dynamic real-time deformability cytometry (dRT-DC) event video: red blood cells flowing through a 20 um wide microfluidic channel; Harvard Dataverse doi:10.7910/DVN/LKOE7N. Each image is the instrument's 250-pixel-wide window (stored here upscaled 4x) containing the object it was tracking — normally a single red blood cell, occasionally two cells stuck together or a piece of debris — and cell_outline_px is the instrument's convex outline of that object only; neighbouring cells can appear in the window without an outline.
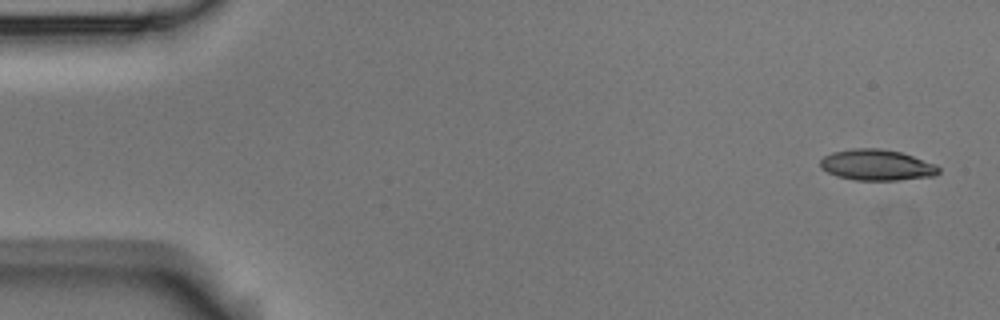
{"species": "Egyptian fruit bat (a non-hibernating species)", "species_latin": "Rousettus aegyptiacus", "temperature_condition": "room temperature", "stored_images_in_passage": 8, "camera_frame_rate_fps": 3000, "um_per_image_px": 0.085, "animal": {"sex": "male"}, "frame": {"image": 1, "passage_image": 1, "time_ms": 0.0, "image_size_px": [1000, 320], "cell_outline_px": [[940, 172], [936, 176], [900, 180], [856, 180], [836, 176], [820, 168], [820, 160], [824, 156], [832, 152], [852, 148], [880, 148], [900, 152], [936, 164], [940, 168]], "centroid_in_image_um": [74.53, 14.03], "position_along_channel_um": 10.5, "area_um2": 21.5}}
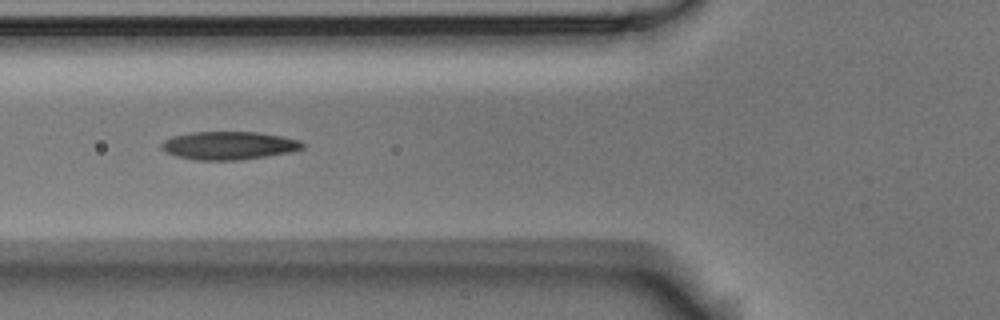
{"frame": {"image": 2, "passage_image": 6, "time_ms": 1.667, "image_size_px": [1000, 320], "cell_outline_px": [[304, 148], [292, 152], [240, 160], [196, 160], [176, 156], [160, 148], [160, 144], [164, 140], [172, 136], [192, 132], [256, 132], [280, 136], [300, 140], [304, 144]], "centroid_in_image_um": [19.45, 12.37], "position_along_channel_um": 106.4, "area_um2": 23.12}}
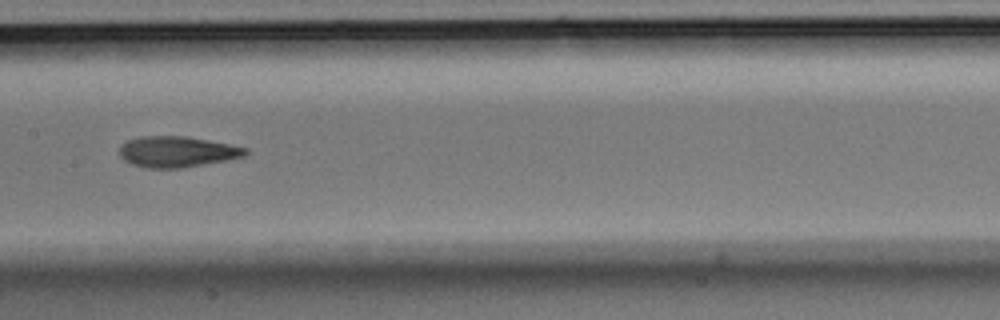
{"frame": {"image": 3, "passage_image": 8, "time_ms": 2.333, "image_size_px": [1000, 320], "cell_outline_px": [[248, 152], [244, 156], [228, 160], [184, 168], [144, 168], [132, 164], [124, 160], [120, 156], [120, 144], [128, 140], [140, 136], [188, 136], [248, 148]], "centroid_in_image_um": [15.04, 12.9], "position_along_channel_um": 192.4, "area_um2": 22.83}}